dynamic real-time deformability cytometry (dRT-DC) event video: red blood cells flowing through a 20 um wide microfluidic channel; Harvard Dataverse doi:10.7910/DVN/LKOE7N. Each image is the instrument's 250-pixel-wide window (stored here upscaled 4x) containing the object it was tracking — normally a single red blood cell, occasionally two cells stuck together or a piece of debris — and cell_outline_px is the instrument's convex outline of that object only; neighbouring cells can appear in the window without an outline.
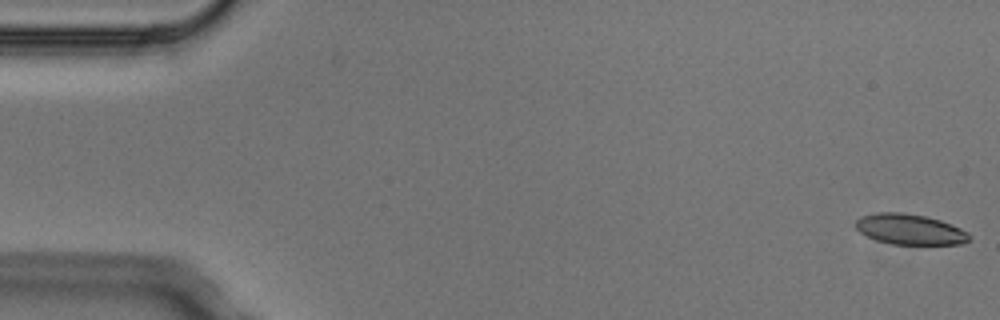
{"species": "Egyptian fruit bat (a non-hibernating species)", "species_latin": "Rousettus aegyptiacus", "temperature_condition": "cold", "stored_images_in_passage": 6, "camera_frame_rate_fps": 3000, "um_per_image_px": 0.085, "animal": {"sex": "male"}, "frame": {"image": 1, "passage_image": 1, "time_ms": 0.0, "image_size_px": [1000, 320], "cell_outline_px": [[972, 236], [964, 244], [892, 244], [876, 240], [860, 232], [856, 228], [856, 220], [860, 216], [876, 212], [904, 212], [924, 216], [940, 220], [952, 224], [968, 232]], "centroid_in_image_um": [77.35, 19.48], "position_along_channel_um": 7.7, "area_um2": 20.29}}